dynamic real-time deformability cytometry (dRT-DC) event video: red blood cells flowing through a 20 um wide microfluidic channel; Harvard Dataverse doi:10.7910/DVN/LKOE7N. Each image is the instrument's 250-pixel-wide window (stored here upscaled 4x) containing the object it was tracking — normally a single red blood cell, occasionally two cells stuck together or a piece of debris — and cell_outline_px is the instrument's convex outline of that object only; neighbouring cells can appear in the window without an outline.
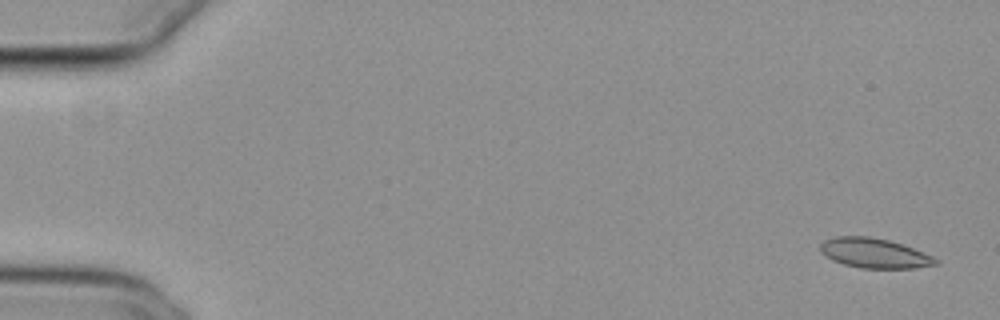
{"species": "common noctule bat (a hibernating species)", "species_latin": "Nyctalus noctula", "temperature_condition": "cold", "stored_images_in_passage": 17, "camera_frame_rate_fps": 3000, "um_per_image_px": 0.085, "animal": {"sex": "female", "body_mass_g": 29.2, "forearm_length_mm": 56.3}, "frame": {"image": 1, "passage_image": 2, "time_ms": 0.333, "image_size_px": [1000, 320], "cell_outline_px": [[940, 264], [916, 268], [860, 268], [844, 264], [832, 260], [820, 252], [820, 244], [824, 240], [836, 236], [868, 236], [888, 240], [912, 248], [932, 256], [940, 260]], "centroid_in_image_um": [74.32, 21.52], "position_along_channel_um": 10.7, "area_um2": 20.0}}
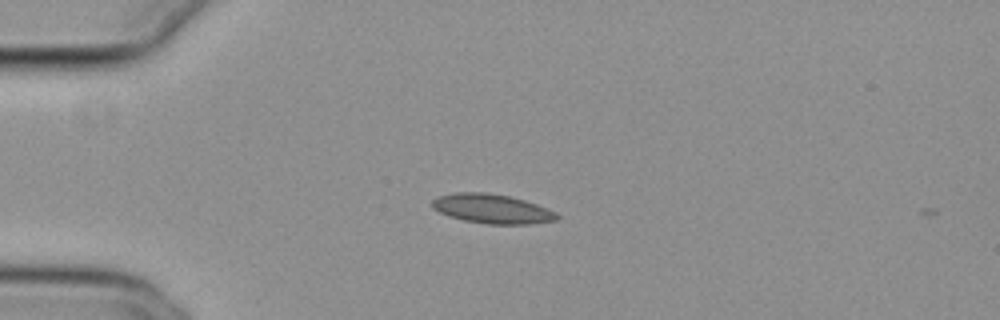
{"frame": {"image": 2, "passage_image": 14, "time_ms": 4.333, "image_size_px": [1000, 320], "cell_outline_px": [[560, 216], [556, 220], [528, 224], [488, 224], [464, 220], [448, 216], [432, 208], [432, 200], [436, 196], [452, 192], [488, 192], [508, 196], [524, 200], [548, 208], [556, 212]], "centroid_in_image_um": [41.79, 17.73], "position_along_channel_um": 43.2, "area_um2": 21.44}}